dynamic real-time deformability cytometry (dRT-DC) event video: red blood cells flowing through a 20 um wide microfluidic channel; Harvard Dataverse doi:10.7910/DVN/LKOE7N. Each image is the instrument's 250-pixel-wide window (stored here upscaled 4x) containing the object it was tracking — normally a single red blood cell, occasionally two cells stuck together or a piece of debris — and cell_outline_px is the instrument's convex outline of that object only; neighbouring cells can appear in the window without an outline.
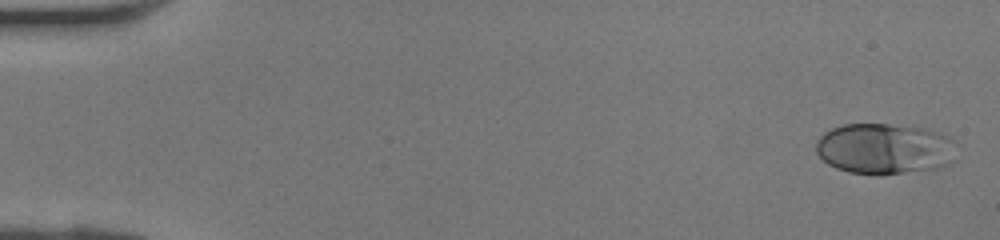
{"species": "human", "species_latin": "Homo sapiens", "temperature_condition": "room temperature", "stored_images_in_passage": 41, "camera_frame_rate_fps": 3000, "um_per_image_px": 0.085, "donor": {"sex": "female"}, "frame": {"image": 1, "passage_image": 1, "time_ms": 0.0, "image_size_px": [1000, 240], "cell_outline_px": [[956, 160], [948, 164], [932, 168], [880, 176], [876, 176], [848, 172], [836, 168], [828, 164], [816, 152], [816, 140], [824, 132], [832, 128], [844, 124], [888, 124], [928, 128], [948, 136], [952, 140]], "centroid_in_image_um": [75.16, 12.64], "position_along_channel_um": 9.8, "area_um2": 41.96}}
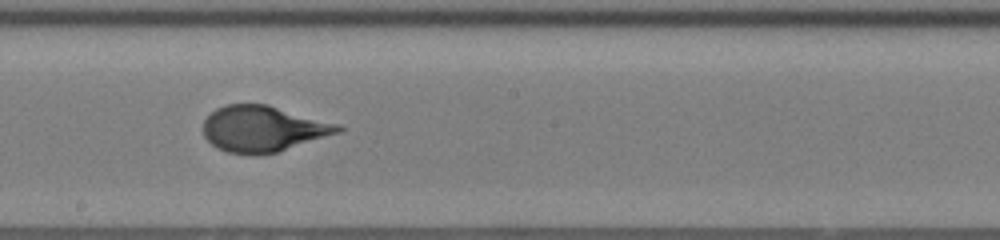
{"frame": {"image": 2, "passage_image": 23, "time_ms": 7.333, "image_size_px": [1000, 240], "cell_outline_px": [[344, 128], [340, 132], [276, 152], [256, 156], [228, 152], [216, 148], [204, 136], [204, 120], [216, 108], [228, 104], [268, 104], [340, 124]], "centroid_in_image_um": [22.36, 10.95], "position_along_channel_um": 225.8, "area_um2": 36.07}}
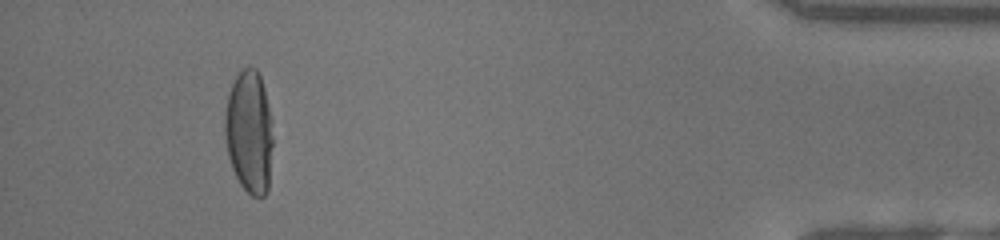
{"frame": {"image": 3, "passage_image": 38, "time_ms": 12.333, "image_size_px": [1000, 240], "cell_outline_px": [[272, 144], [268, 188], [264, 196], [252, 196], [240, 184], [232, 168], [228, 156], [224, 136], [224, 112], [228, 92], [236, 76], [248, 64], [256, 68], [260, 76], [264, 88], [272, 120]], "centroid_in_image_um": [21.16, 11.17], "position_along_channel_um": 414.0, "area_um2": 34.74}}